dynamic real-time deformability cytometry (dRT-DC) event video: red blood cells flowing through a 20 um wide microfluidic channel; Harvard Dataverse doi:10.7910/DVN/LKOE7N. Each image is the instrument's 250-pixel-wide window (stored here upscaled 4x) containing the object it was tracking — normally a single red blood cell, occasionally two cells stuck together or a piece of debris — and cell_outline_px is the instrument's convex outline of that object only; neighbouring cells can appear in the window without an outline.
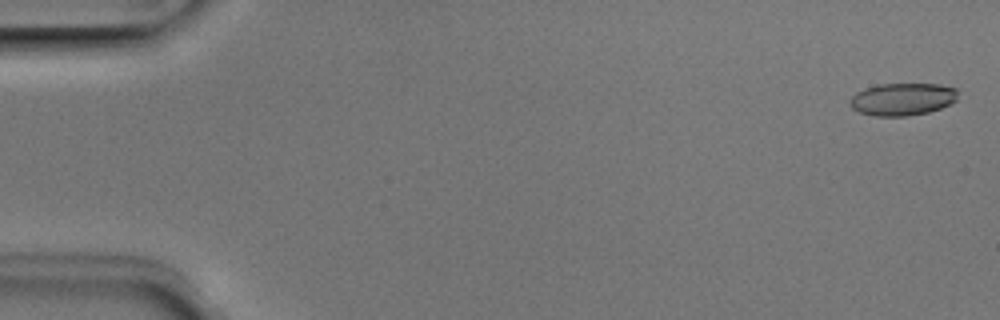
{"species": "Egyptian fruit bat (a non-hibernating species)", "species_latin": "Rousettus aegyptiacus", "temperature_condition": "room temperature", "stored_images_in_passage": 49, "camera_frame_rate_fps": 3000, "um_per_image_px": 0.085, "animal": {"sex": "male"}, "frame": {"image": 1, "passage_image": 1, "time_ms": 0.0, "image_size_px": [1000, 320], "cell_outline_px": [[956, 100], [940, 108], [928, 112], [908, 116], [876, 116], [860, 112], [852, 108], [848, 104], [852, 96], [856, 92], [864, 88], [880, 84], [940, 84], [956, 88]], "centroid_in_image_um": [76.67, 8.43], "position_along_channel_um": 8.3, "area_um2": 20.35}}
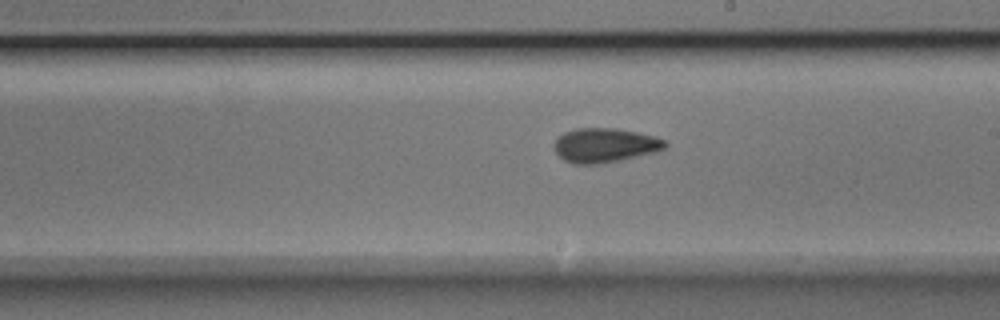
{"frame": {"image": 2, "passage_image": 29, "time_ms": 9.333, "image_size_px": [1000, 320], "cell_outline_px": [[668, 144], [664, 148], [656, 152], [620, 160], [600, 164], [572, 164], [564, 160], [552, 148], [552, 144], [564, 132], [576, 128], [616, 128], [636, 132], [652, 136], [664, 140]], "centroid_in_image_um": [51.37, 12.35], "position_along_channel_um": 237.6, "area_um2": 22.2}}
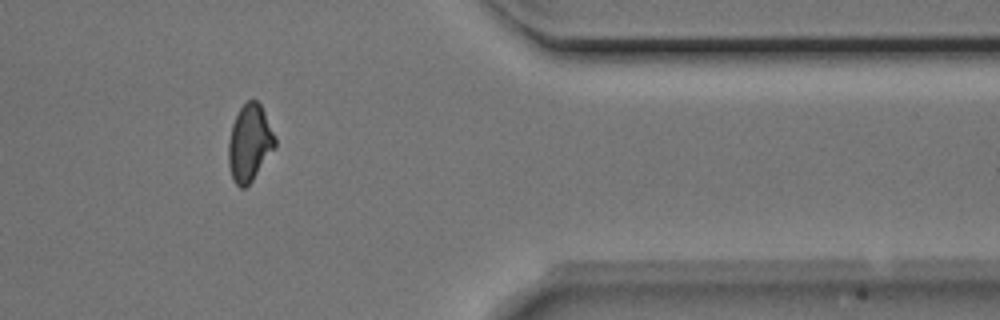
{"frame": {"image": 3, "passage_image": 42, "time_ms": 13.667, "image_size_px": [1000, 320], "cell_outline_px": [[276, 148], [252, 180], [244, 188], [240, 188], [232, 180], [228, 164], [228, 140], [232, 124], [240, 108], [248, 100], [256, 100], [260, 104], [276, 136]], "centroid_in_image_um": [21.22, 12.17], "position_along_channel_um": 390.2, "area_um2": 20.98}, "authors_computed_cell_mechanics": {"area_um2": 21.0392, "velocity_mm_per_s": 3.9761, "shape_relaxation_time_tau1_ms": 5.2677, "shape_relaxation_time_tau2_ms": 1.6721, "deformation_change_tau1": 0.1493, "deformation_change_tau2": 0.0701}}